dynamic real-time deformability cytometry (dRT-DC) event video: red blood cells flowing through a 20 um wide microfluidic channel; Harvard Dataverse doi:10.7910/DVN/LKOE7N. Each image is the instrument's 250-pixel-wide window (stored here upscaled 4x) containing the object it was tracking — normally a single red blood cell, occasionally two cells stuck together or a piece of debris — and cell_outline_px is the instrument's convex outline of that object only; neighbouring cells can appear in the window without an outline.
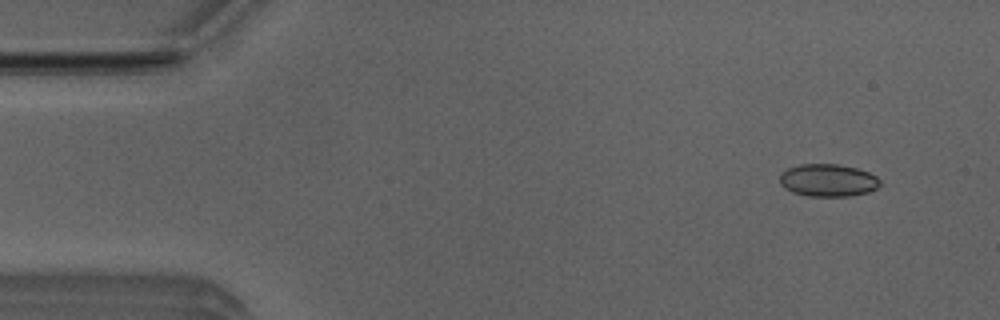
{"species": "Egyptian fruit bat (a non-hibernating species)", "species_latin": "Rousettus aegyptiacus", "temperature_condition": "room temperature", "stored_images_in_passage": 3, "camera_frame_rate_fps": 3000, "um_per_image_px": 0.085, "animal": {"sex": "male"}, "frame": {"image": 1, "passage_image": 1, "time_ms": 0.0, "image_size_px": [1000, 320], "cell_outline_px": [[880, 184], [876, 188], [868, 192], [852, 196], [808, 196], [792, 192], [784, 188], [780, 184], [780, 172], [788, 168], [800, 164], [836, 164], [856, 168], [868, 172], [876, 176], [880, 180]], "centroid_in_image_um": [70.35, 15.33], "position_along_channel_um": 14.6, "area_um2": 19.07}}